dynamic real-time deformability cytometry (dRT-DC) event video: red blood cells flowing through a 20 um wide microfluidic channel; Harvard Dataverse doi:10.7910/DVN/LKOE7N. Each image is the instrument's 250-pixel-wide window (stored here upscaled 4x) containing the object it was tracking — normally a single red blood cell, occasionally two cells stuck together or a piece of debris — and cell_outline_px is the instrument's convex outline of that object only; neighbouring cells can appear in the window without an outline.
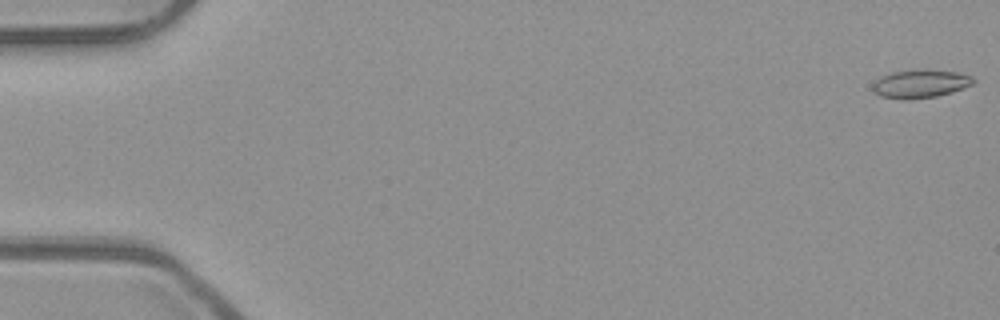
{"species": "common noctule bat (a hibernating species)", "species_latin": "Nyctalus noctula", "temperature_condition": "room temperature", "stored_images_in_passage": 53, "camera_frame_rate_fps": 3000, "um_per_image_px": 0.085, "animal": {"sex": "male", "body_mass_g": 23.1, "forearm_length_mm": 52.7}, "frame": {"image": 1, "passage_image": 1, "time_ms": 0.0, "image_size_px": [1000, 320], "cell_outline_px": [[976, 80], [972, 84], [952, 92], [936, 96], [908, 100], [900, 100], [880, 96], [872, 92], [872, 84], [880, 76], [892, 72], [924, 68], [928, 68], [956, 72], [972, 76]], "centroid_in_image_um": [78.19, 7.11], "position_along_channel_um": 6.8, "area_um2": 16.99}}
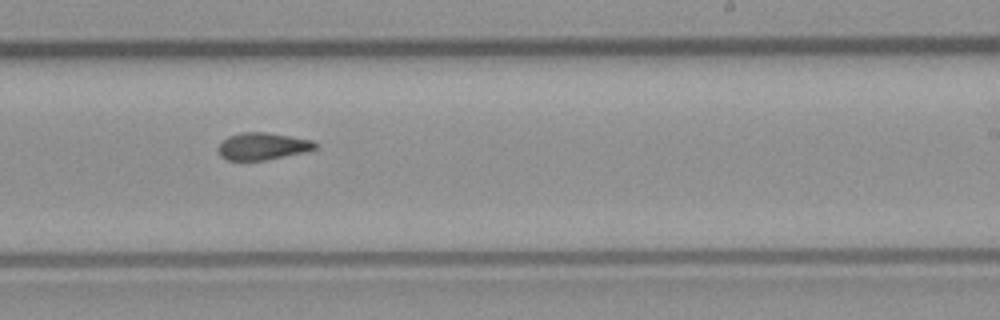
{"frame": {"image": 2, "passage_image": 33, "time_ms": 10.667, "image_size_px": [1000, 320], "cell_outline_px": [[316, 148], [308, 152], [264, 160], [228, 160], [220, 156], [216, 148], [220, 140], [228, 136], [240, 132], [268, 132], [312, 140], [316, 144]], "centroid_in_image_um": [22.27, 12.42], "position_along_channel_um": 266.7, "area_um2": 15.61}}
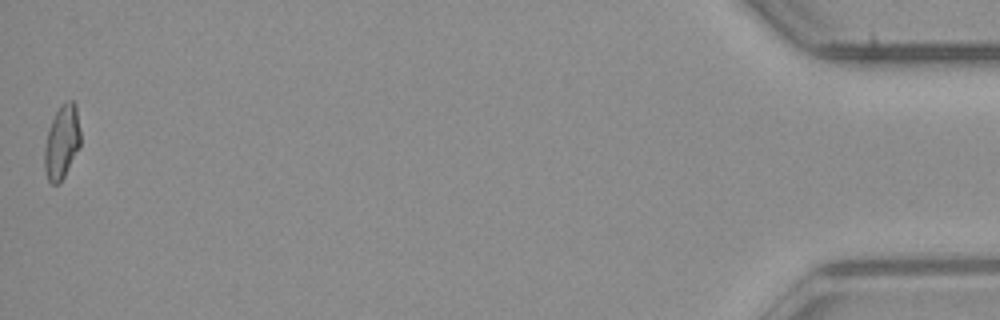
{"frame": {"image": 3, "passage_image": 53, "time_ms": 17.333, "image_size_px": [1000, 320], "cell_outline_px": [[80, 144], [60, 184], [52, 184], [48, 180], [44, 168], [44, 148], [48, 132], [52, 120], [60, 104], [68, 100], [72, 100], [76, 104], [80, 132]], "centroid_in_image_um": [5.25, 12.06], "position_along_channel_um": 430.0, "area_um2": 15.32}, "authors_computed_cell_mechanics": {"area_um2": 15.7794, "velocity_mm_per_s": 3.9473, "shape_relaxation_time_tau1_ms": null, "shape_relaxation_time_tau2_ms": 2.9678, "deformation_change_tau1": null, "deformation_change_tau2": 0.0944}}